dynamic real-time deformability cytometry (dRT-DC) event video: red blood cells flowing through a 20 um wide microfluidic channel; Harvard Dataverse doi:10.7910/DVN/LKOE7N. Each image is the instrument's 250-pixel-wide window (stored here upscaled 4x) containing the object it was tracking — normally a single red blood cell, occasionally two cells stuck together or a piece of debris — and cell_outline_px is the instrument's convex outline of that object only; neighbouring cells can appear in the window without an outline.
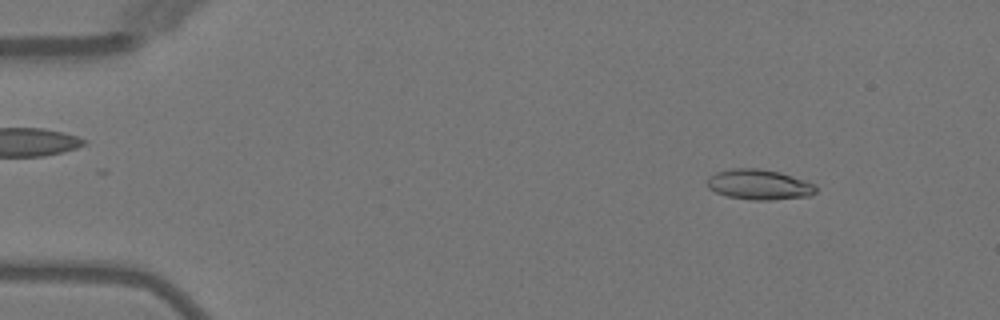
{"species": "Egyptian fruit bat (a non-hibernating species)", "species_latin": "Rousettus aegyptiacus", "temperature_condition": "warm", "stored_images_in_passage": 5, "camera_frame_rate_fps": 3000, "um_per_image_px": 0.085, "animal": {"sex": "female"}, "frame": {"image": 1, "passage_image": 1, "time_ms": 0.0, "image_size_px": [1000, 320], "cell_outline_px": [[816, 192], [808, 196], [772, 200], [752, 200], [728, 196], [716, 192], [708, 188], [708, 176], [716, 172], [732, 168], [756, 168], [780, 172], [816, 184]], "centroid_in_image_um": [64.52, 15.68], "position_along_channel_um": 20.5, "area_um2": 19.13}}
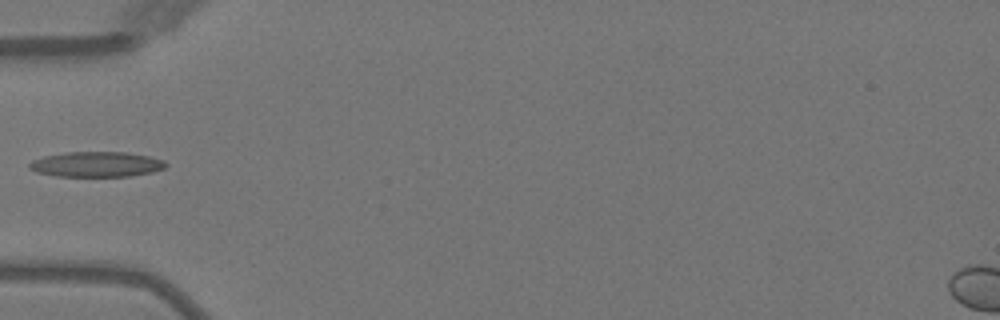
{"frame": {"image": 2, "passage_image": 4, "time_ms": 3.667, "image_size_px": [1000, 320], "cell_outline_px": [[168, 164], [164, 168], [152, 172], [128, 176], [56, 176], [36, 172], [28, 168], [28, 164], [32, 160], [44, 156], [64, 152], [128, 152], [148, 156], [164, 160]], "centroid_in_image_um": [8.18, 13.96], "position_along_channel_um": 76.8, "area_um2": 20.11}}
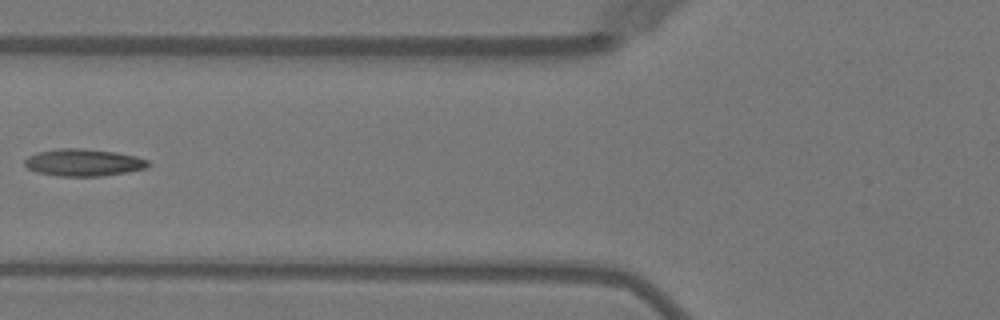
{"frame": {"image": 3, "passage_image": 5, "time_ms": 4.667, "image_size_px": [1000, 320], "cell_outline_px": [[152, 164], [144, 168], [124, 172], [100, 176], [60, 176], [36, 172], [28, 168], [24, 164], [24, 160], [28, 156], [40, 152], [60, 148], [80, 148], [116, 152], [136, 156], [148, 160]], "centroid_in_image_um": [7.09, 13.81], "position_along_channel_um": 118.7, "area_um2": 19.36}}